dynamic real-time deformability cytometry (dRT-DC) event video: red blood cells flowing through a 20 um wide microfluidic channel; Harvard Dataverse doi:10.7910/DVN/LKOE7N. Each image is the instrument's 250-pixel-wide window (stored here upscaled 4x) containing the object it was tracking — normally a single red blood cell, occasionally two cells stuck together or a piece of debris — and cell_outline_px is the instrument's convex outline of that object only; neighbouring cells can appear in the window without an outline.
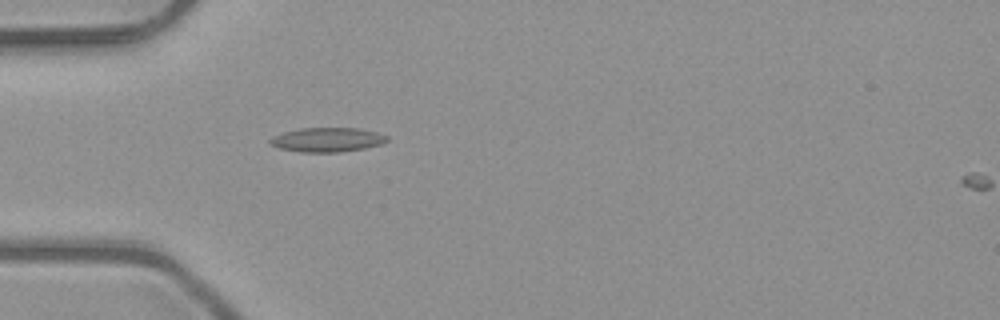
{"species": "common noctule bat (a hibernating species)", "species_latin": "Nyctalus noctula", "temperature_condition": "room temperature", "stored_images_in_passage": 3, "camera_frame_rate_fps": 3000, "um_per_image_px": 0.085, "animal": {"sex": "male", "body_mass_g": 23.1, "forearm_length_mm": 52.7}, "frame": {"image": 1, "passage_image": 2, "time_ms": 0.333, "image_size_px": [1000, 320], "cell_outline_px": [[388, 140], [380, 144], [364, 148], [340, 152], [300, 152], [280, 148], [272, 144], [268, 140], [272, 136], [284, 132], [300, 128], [360, 128], [376, 132], [388, 136]], "centroid_in_image_um": [27.81, 11.87], "position_along_channel_um": 57.2, "area_um2": 16.47}}